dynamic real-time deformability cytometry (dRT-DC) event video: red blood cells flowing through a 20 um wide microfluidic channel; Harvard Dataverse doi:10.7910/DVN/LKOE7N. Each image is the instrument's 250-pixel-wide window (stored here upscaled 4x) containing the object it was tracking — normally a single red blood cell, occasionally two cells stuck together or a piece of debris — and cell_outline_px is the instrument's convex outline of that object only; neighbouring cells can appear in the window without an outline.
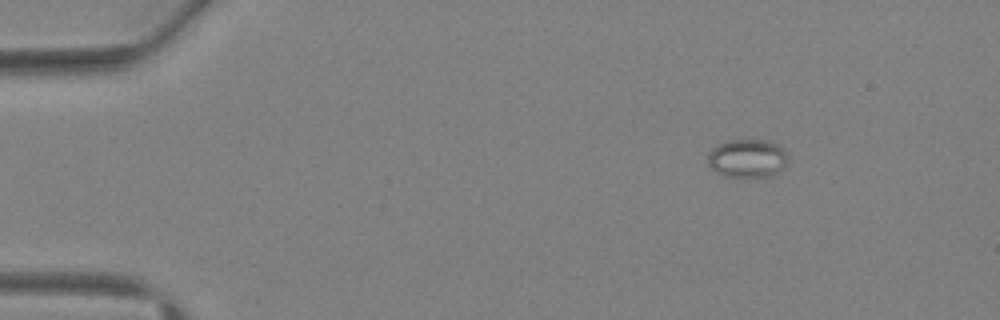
{"species": "Egyptian fruit bat (a non-hibernating species)", "species_latin": "Rousettus aegyptiacus", "temperature_condition": "warm", "stored_images_in_passage": 3, "camera_frame_rate_fps": 3000, "um_per_image_px": 0.085, "animal": {"sex": "female"}, "frame": {"image": 1, "passage_image": 1, "time_ms": 0.0, "image_size_px": [1000, 320], "cell_outline_px": [[788, 160], [780, 172], [772, 176], [756, 180], [728, 176], [716, 172], [708, 164], [708, 152], [712, 148], [728, 140], [768, 140], [784, 148], [788, 156]], "centroid_in_image_um": [63.57, 13.5], "position_along_channel_um": 21.4, "area_um2": 18.55}}
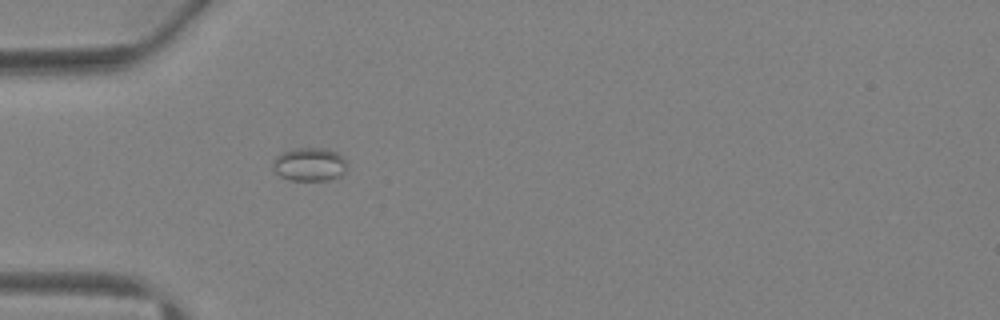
{"frame": {"image": 2, "passage_image": 3, "time_ms": 2.667, "image_size_px": [1000, 320], "cell_outline_px": [[344, 172], [340, 176], [328, 180], [292, 180], [280, 176], [272, 168], [272, 160], [276, 156], [284, 152], [296, 148], [328, 148], [344, 156]], "centroid_in_image_um": [26.28, 13.96], "position_along_channel_um": 58.7, "area_um2": 14.39}}